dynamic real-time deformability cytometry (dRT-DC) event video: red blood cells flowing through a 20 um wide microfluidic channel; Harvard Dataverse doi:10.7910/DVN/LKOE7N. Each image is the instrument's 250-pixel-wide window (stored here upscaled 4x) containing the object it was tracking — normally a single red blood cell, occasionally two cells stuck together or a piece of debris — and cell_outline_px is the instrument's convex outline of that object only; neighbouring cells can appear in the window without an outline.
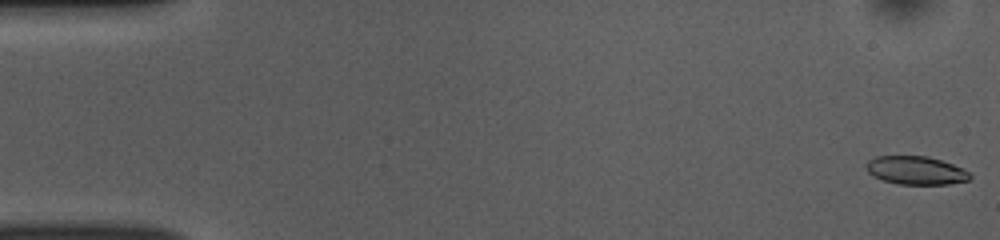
{"species": "common noctule bat (a hibernating species)", "species_latin": "Nyctalus noctula", "temperature_condition": "room temperature", "stored_images_in_passage": 52, "camera_frame_rate_fps": 3000, "um_per_image_px": 0.085, "animal": {"sex": "female", "body_mass_g": 10.0, "forearm_length_mm": 53.1}, "frame": {"image": 1, "passage_image": 1, "time_ms": 0.0, "image_size_px": [1000, 240], "cell_outline_px": [[972, 176], [968, 180], [948, 184], [900, 184], [884, 180], [872, 176], [868, 172], [864, 164], [868, 160], [876, 156], [928, 156], [964, 168]], "centroid_in_image_um": [77.83, 14.47], "position_along_channel_um": 7.2, "area_um2": 17.11}}
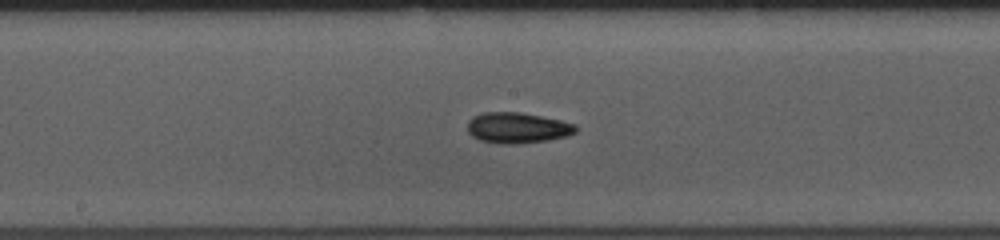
{"frame": {"image": 2, "passage_image": 27, "time_ms": 8.667, "image_size_px": [1000, 240], "cell_outline_px": [[580, 128], [576, 132], [568, 136], [548, 140], [516, 144], [500, 144], [480, 140], [472, 136], [468, 132], [468, 120], [472, 116], [484, 112], [520, 112], [560, 120], [576, 124]], "centroid_in_image_um": [44.0, 10.87], "position_along_channel_um": 204.2, "area_um2": 19.59}}
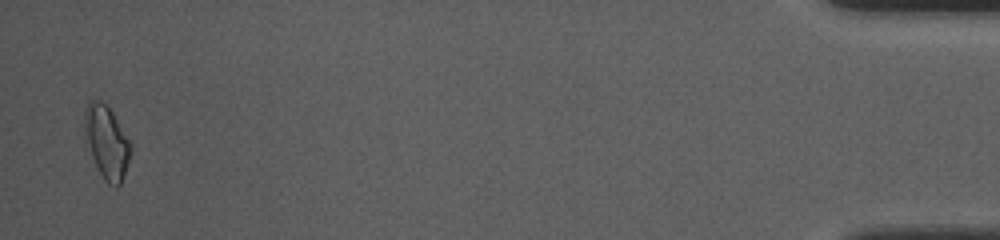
{"frame": {"image": 3, "passage_image": 51, "time_ms": 16.667, "image_size_px": [1000, 240], "cell_outline_px": [[132, 152], [124, 176], [120, 184], [116, 188], [108, 184], [104, 180], [92, 156], [88, 140], [84, 116], [84, 108], [88, 100], [100, 100], [112, 112], [132, 144]], "centroid_in_image_um": [9.11, 12.09], "position_along_channel_um": 426.1, "area_um2": 19.25}, "authors_computed_cell_mechanics": {"area_um2": 18.2359, "velocity_mm_per_s": 3.8578, "shape_relaxation_time_tau1_ms": 6.2366, "shape_relaxation_time_tau2_ms": 4.2215, "deformation_change_tau1": 0.1254, "deformation_change_tau2": 0.1123}}